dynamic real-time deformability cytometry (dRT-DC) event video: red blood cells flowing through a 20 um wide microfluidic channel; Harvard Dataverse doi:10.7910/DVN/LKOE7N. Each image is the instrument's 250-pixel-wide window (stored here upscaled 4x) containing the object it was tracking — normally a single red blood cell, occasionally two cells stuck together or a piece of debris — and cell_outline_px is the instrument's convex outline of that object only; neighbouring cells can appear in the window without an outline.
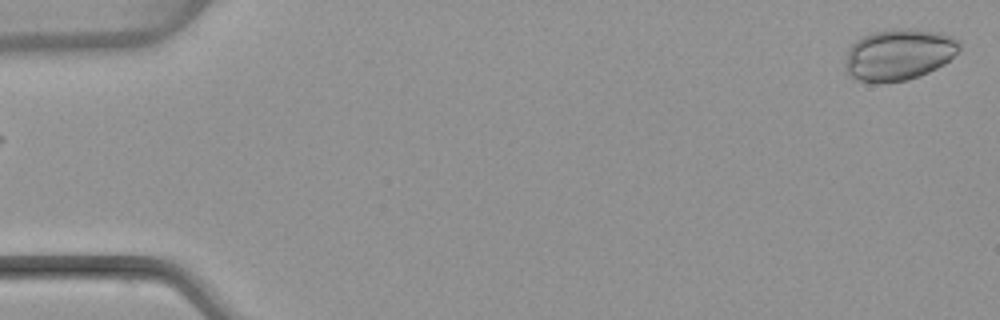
{"species": "common noctule bat (a hibernating species)", "species_latin": "Nyctalus noctula", "temperature_condition": "warm", "stored_images_in_passage": 51, "camera_frame_rate_fps": 3000, "um_per_image_px": 0.085, "animal": {"sex": "female", "body_mass_g": 22.7, "forearm_length_mm": 54.2}, "frame": {"image": 1, "passage_image": 1, "time_ms": 0.0, "image_size_px": [1000, 320], "cell_outline_px": [[960, 48], [944, 64], [920, 76], [908, 80], [876, 84], [856, 80], [844, 72], [844, 64], [848, 52], [852, 44], [856, 40], [872, 32], [896, 28], [908, 28], [936, 32], [952, 36], [960, 40]], "centroid_in_image_um": [76.36, 4.66], "position_along_channel_um": 8.6, "area_um2": 34.51}}
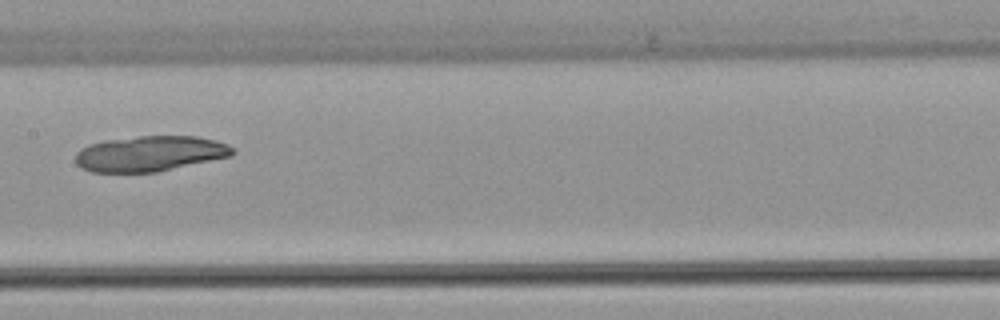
{"frame": {"image": 2, "passage_image": 26, "time_ms": 8.333, "image_size_px": [1000, 320], "cell_outline_px": [[236, 152], [232, 156], [156, 172], [92, 172], [80, 168], [76, 164], [76, 152], [80, 148], [88, 144], [104, 140], [140, 136], [196, 136], [216, 140], [228, 144], [236, 148]], "centroid_in_image_um": [12.75, 13.05], "position_along_channel_um": 194.6, "area_um2": 32.77}}
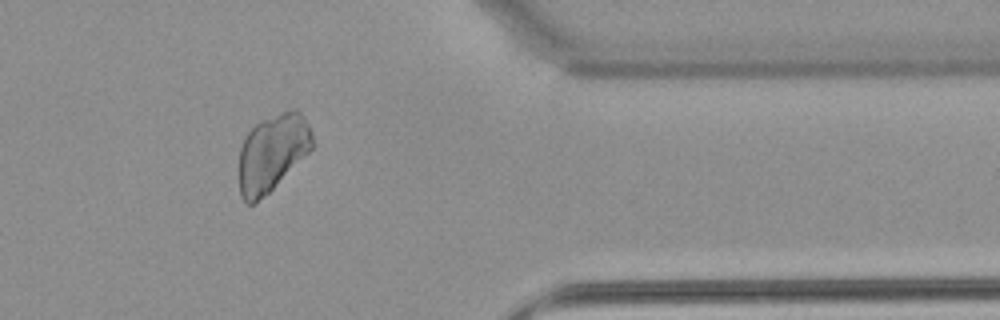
{"frame": {"image": 3, "passage_image": 42, "time_ms": 13.667, "image_size_px": [1000, 320], "cell_outline_px": [[312, 148], [256, 204], [248, 204], [240, 196], [240, 148], [248, 132], [260, 120], [292, 108], [296, 108], [304, 116], [312, 132]], "centroid_in_image_um": [23.14, 12.96], "position_along_channel_um": 388.3, "area_um2": 32.43}}